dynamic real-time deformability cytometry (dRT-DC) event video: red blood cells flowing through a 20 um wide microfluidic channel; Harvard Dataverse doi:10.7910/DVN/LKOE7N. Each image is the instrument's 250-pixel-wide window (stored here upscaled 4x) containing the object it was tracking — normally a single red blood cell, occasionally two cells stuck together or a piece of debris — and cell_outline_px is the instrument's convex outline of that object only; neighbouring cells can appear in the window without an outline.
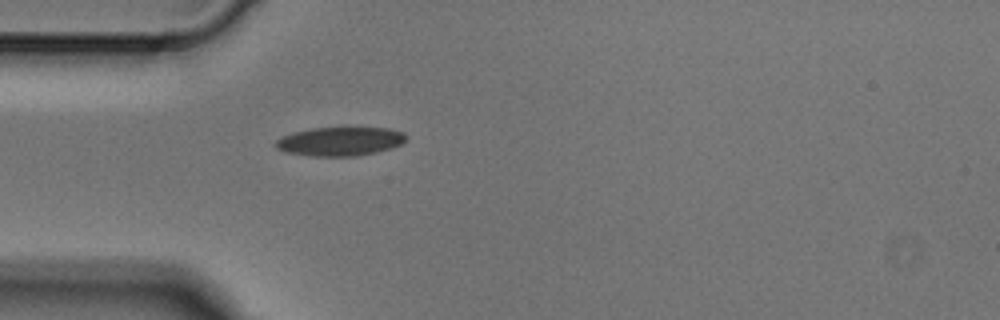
{"species": "Egyptian fruit bat (a non-hibernating species)", "species_latin": "Rousettus aegyptiacus", "temperature_condition": "cold", "stored_images_in_passage": 1, "camera_frame_rate_fps": 3000, "um_per_image_px": 0.085, "animal": {"sex": "male"}, "frame": {"image": 1, "passage_image": 1, "time_ms": 0.0, "image_size_px": [1000, 320], "cell_outline_px": [[404, 140], [400, 144], [392, 148], [376, 152], [356, 156], [312, 156], [284, 152], [276, 148], [272, 144], [276, 140], [292, 132], [312, 128], [388, 128], [404, 132]], "centroid_in_image_um": [28.85, 12.02], "position_along_channel_um": 56.2, "area_um2": 21.85}}